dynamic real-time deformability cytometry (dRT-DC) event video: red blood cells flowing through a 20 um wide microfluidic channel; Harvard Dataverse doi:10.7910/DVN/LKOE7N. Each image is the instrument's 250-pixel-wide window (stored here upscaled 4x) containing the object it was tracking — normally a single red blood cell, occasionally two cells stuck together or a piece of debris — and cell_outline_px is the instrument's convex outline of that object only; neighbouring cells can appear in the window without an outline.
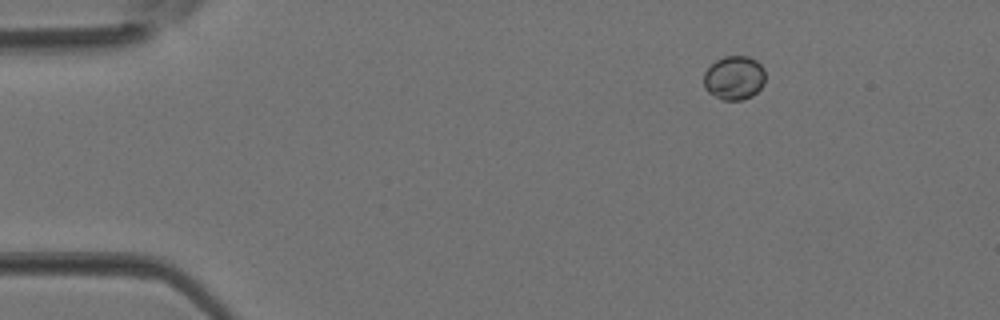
{"species": "Egyptian fruit bat (a non-hibernating species)", "species_latin": "Rousettus aegyptiacus", "temperature_condition": "room temperature", "stored_images_in_passage": 2, "camera_frame_rate_fps": 3000, "um_per_image_px": 0.085, "animal": {"sex": "female"}, "frame": {"image": 1, "passage_image": 1, "time_ms": 0.0, "image_size_px": [1000, 320], "cell_outline_px": [[764, 84], [752, 96], [744, 100], [724, 100], [708, 92], [704, 88], [704, 72], [716, 60], [724, 56], [748, 56], [756, 60], [764, 68]], "centroid_in_image_um": [62.41, 6.61], "position_along_channel_um": 22.6, "area_um2": 15.78}}
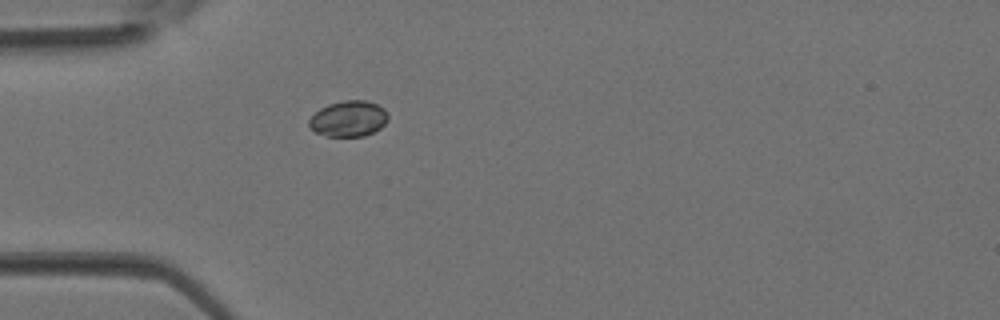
{"frame": {"image": 2, "passage_image": 2, "time_ms": 0.333, "image_size_px": [1000, 320], "cell_outline_px": [[388, 120], [380, 128], [364, 136], [328, 136], [316, 132], [308, 124], [308, 120], [320, 108], [328, 104], [344, 100], [364, 100], [376, 104], [384, 108], [388, 112]], "centroid_in_image_um": [29.64, 10.08], "position_along_channel_um": 55.4, "area_um2": 16.42}}